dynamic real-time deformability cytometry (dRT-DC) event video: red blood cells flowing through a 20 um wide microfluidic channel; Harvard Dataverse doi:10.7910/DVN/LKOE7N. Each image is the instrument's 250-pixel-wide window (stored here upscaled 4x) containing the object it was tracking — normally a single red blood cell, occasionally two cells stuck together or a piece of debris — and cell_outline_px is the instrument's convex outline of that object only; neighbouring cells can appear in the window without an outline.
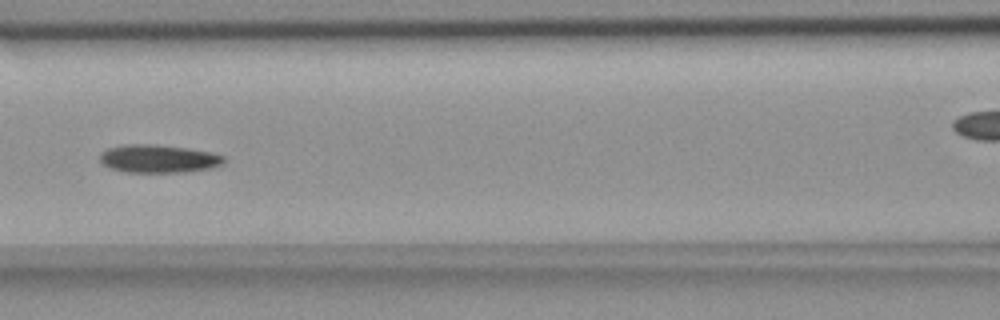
{"species": "common noctule bat (a hibernating species)", "species_latin": "Nyctalus noctula", "temperature_condition": "room temperature", "stored_images_in_passage": 5, "camera_frame_rate_fps": 3000, "um_per_image_px": 0.085, "animal": {"sex": "female", "body_mass_g": 18.4}, "frame": {"image": 1, "passage_image": 3, "time_ms": 0.667, "image_size_px": [1000, 320], "cell_outline_px": [[224, 164], [212, 168], [184, 172], [128, 172], [108, 168], [100, 160], [100, 152], [108, 148], [124, 144], [152, 144], [188, 148], [212, 152], [224, 156]], "centroid_in_image_um": [13.48, 13.49], "position_along_channel_um": 153.1, "area_um2": 20.4}}